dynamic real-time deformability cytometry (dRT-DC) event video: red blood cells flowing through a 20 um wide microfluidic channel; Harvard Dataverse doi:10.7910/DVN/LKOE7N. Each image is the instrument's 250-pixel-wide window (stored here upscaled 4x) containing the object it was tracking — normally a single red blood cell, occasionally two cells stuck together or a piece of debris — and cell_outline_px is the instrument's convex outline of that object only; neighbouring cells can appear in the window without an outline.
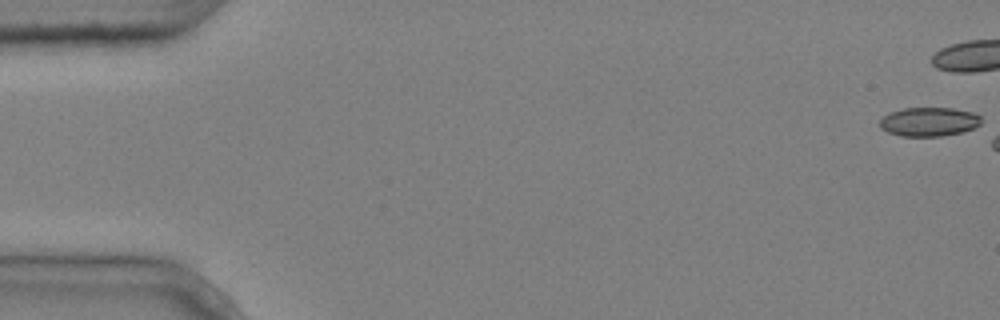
{"species": "common noctule bat (a hibernating species)", "species_latin": "Nyctalus noctula", "temperature_condition": "cold", "stored_images_in_passage": 3, "camera_frame_rate_fps": 3000, "um_per_image_px": 0.085, "animal": {"sex": "male", "body_mass_g": 20.4}, "frame": {"image": 1, "passage_image": 1, "time_ms": 0.0, "image_size_px": [1000, 320], "cell_outline_px": [[980, 124], [964, 132], [940, 136], [900, 136], [888, 132], [880, 128], [880, 120], [884, 116], [892, 112], [904, 108], [952, 108], [972, 112], [980, 116]], "centroid_in_image_um": [78.96, 10.35], "position_along_channel_um": 6.0, "area_um2": 16.99}}